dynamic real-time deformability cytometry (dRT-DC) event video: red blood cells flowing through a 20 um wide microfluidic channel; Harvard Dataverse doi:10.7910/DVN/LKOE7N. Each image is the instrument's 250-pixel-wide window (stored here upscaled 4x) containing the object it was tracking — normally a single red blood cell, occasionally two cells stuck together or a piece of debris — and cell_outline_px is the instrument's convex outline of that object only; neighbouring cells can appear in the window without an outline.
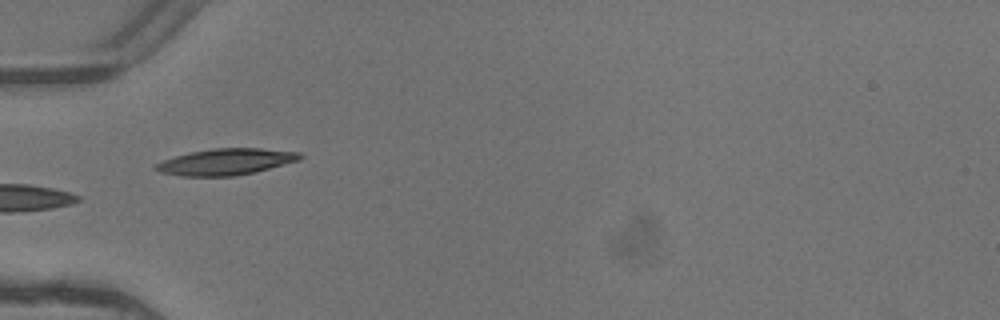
{"species": "common noctule bat (a hibernating species)", "species_latin": "Nyctalus noctula", "temperature_condition": "warm", "stored_images_in_passage": 6, "camera_frame_rate_fps": 3000, "um_per_image_px": 0.085, "animal": {"sex": "female"}, "frame": {"image": 1, "passage_image": 6, "time_ms": 1.667, "image_size_px": [1000, 320], "cell_outline_px": [[304, 156], [300, 160], [252, 172], [232, 176], [184, 176], [160, 172], [152, 168], [152, 164], [188, 152], [212, 148], [260, 148], [300, 152]], "centroid_in_image_um": [19.16, 13.74], "position_along_channel_um": 65.8, "area_um2": 22.08}}